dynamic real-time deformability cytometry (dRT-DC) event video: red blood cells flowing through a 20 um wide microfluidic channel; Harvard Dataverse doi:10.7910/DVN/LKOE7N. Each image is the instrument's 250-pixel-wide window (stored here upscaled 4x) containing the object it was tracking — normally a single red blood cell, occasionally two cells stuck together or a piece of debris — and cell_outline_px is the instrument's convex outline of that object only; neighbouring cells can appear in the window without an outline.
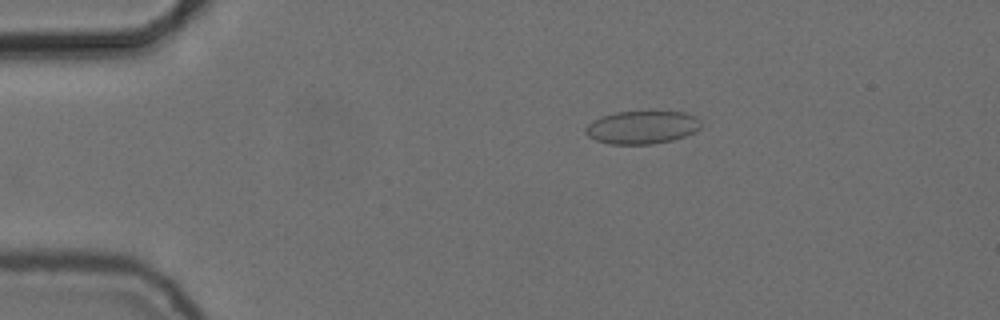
{"species": "common noctule bat (a hibernating species)", "species_latin": "Nyctalus noctula", "temperature_condition": "cold", "stored_images_in_passage": 55, "camera_frame_rate_fps": 3000, "um_per_image_px": 0.085, "animal": {"sex": "female", "body_mass_g": 24.6, "forearm_length_mm": 56.2}, "frame": {"image": 1, "passage_image": 11, "time_ms": 3.333, "image_size_px": [1000, 320], "cell_outline_px": [[700, 128], [696, 132], [672, 140], [652, 144], [608, 144], [596, 140], [588, 136], [584, 132], [584, 128], [592, 120], [616, 112], [684, 112], [696, 116], [700, 120]], "centroid_in_image_um": [54.57, 10.83], "position_along_channel_um": 30.4, "area_um2": 22.2}}
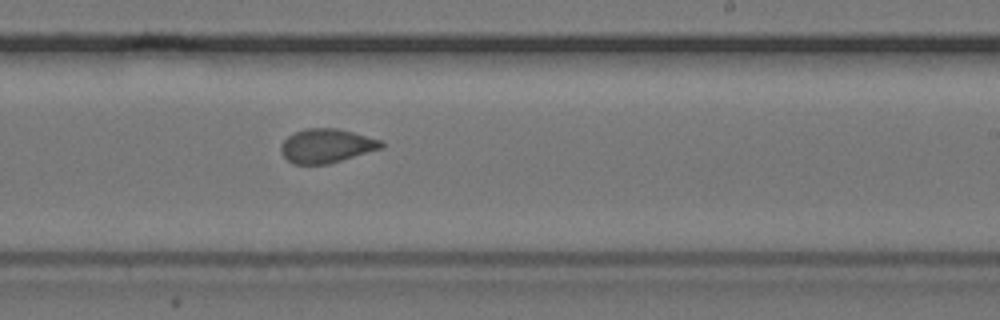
{"frame": {"image": 2, "passage_image": 34, "time_ms": 11.0, "image_size_px": [1000, 320], "cell_outline_px": [[384, 144], [380, 148], [328, 164], [292, 164], [280, 152], [280, 144], [288, 136], [304, 128], [336, 128], [352, 132], [380, 140]], "centroid_in_image_um": [27.68, 12.39], "position_along_channel_um": 261.3, "area_um2": 19.59}}
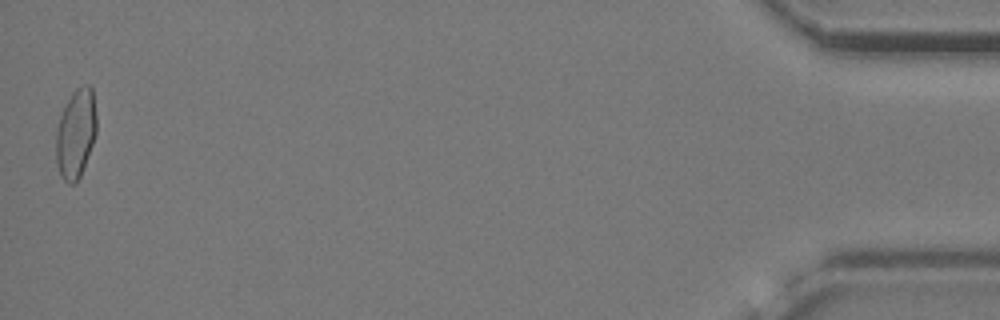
{"frame": {"image": 3, "passage_image": 55, "time_ms": 18.0, "image_size_px": [1000, 320], "cell_outline_px": [[96, 132], [92, 144], [80, 176], [76, 184], [68, 184], [60, 176], [56, 164], [56, 132], [60, 116], [72, 92], [76, 88], [84, 84], [88, 84], [92, 88], [96, 116]], "centroid_in_image_um": [6.43, 11.37], "position_along_channel_um": 428.8, "area_um2": 20.98}, "authors_computed_cell_mechanics": {"area_um2": 20.6346, "velocity_mm_per_s": 3.7367, "shape_relaxation_time_tau1_ms": 7.3454, "shape_relaxation_time_tau2_ms": 1.2593, "deformation_change_tau1": 0.1016, "deformation_change_tau2": 0.0504}}